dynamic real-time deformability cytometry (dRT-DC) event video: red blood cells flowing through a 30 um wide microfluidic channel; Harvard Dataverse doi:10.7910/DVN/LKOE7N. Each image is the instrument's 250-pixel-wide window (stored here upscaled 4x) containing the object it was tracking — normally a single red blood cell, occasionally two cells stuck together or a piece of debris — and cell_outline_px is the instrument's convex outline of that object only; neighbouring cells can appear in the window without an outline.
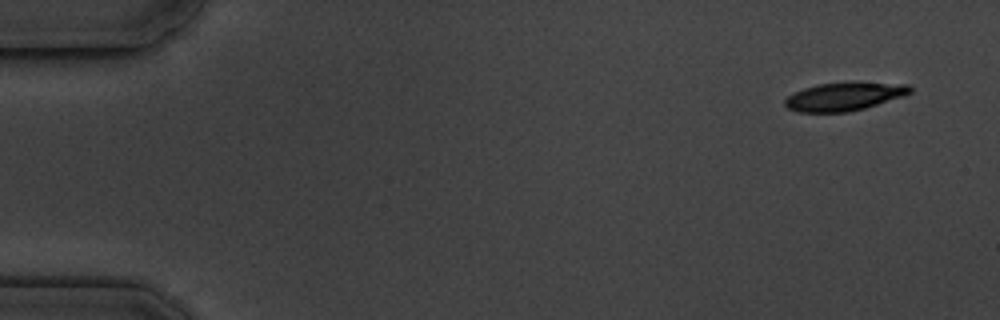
{"species": "common noctule bat (a hibernating species)", "species_latin": "Nyctalus noctula", "temperature_condition": "cold", "stored_images_in_passage": 6, "camera_frame_rate_fps": 3000, "um_per_image_px": 0.085, "animal": {"sex": "male", "body_mass_g": 19.5, "forearm_length_mm": 54.6}, "frame": {"image": 1, "passage_image": 1, "time_ms": 0.0, "image_size_px": [1000, 320], "cell_outline_px": [[912, 92], [904, 96], [864, 108], [848, 112], [796, 112], [788, 108], [784, 104], [784, 100], [788, 96], [804, 88], [816, 84], [856, 80], [908, 84], [912, 88]], "centroid_in_image_um": [71.8, 8.16], "position_along_channel_um": 13.2, "area_um2": 21.21}}
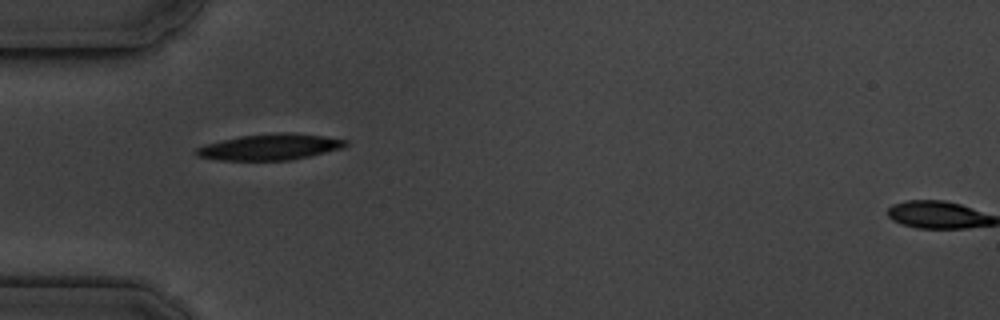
{"frame": {"image": 2, "passage_image": 5, "time_ms": 4.667, "image_size_px": [1000, 320], "cell_outline_px": [[348, 144], [344, 148], [308, 156], [288, 160], [216, 160], [196, 156], [192, 152], [196, 148], [204, 144], [240, 136], [276, 132], [288, 132], [324, 136], [348, 140]], "centroid_in_image_um": [22.91, 12.49], "position_along_channel_um": 62.1, "area_um2": 22.83}}